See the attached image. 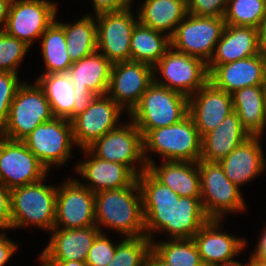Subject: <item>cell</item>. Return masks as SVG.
<instances>
[{
	"instance_id": "cell-8",
	"label": "cell",
	"mask_w": 266,
	"mask_h": 266,
	"mask_svg": "<svg viewBox=\"0 0 266 266\" xmlns=\"http://www.w3.org/2000/svg\"><path fill=\"white\" fill-rule=\"evenodd\" d=\"M225 26L223 17H199L187 13L170 37L171 47L208 64Z\"/></svg>"
},
{
	"instance_id": "cell-15",
	"label": "cell",
	"mask_w": 266,
	"mask_h": 266,
	"mask_svg": "<svg viewBox=\"0 0 266 266\" xmlns=\"http://www.w3.org/2000/svg\"><path fill=\"white\" fill-rule=\"evenodd\" d=\"M57 8L46 0H12L4 32L31 46L55 21Z\"/></svg>"
},
{
	"instance_id": "cell-44",
	"label": "cell",
	"mask_w": 266,
	"mask_h": 266,
	"mask_svg": "<svg viewBox=\"0 0 266 266\" xmlns=\"http://www.w3.org/2000/svg\"><path fill=\"white\" fill-rule=\"evenodd\" d=\"M17 244L7 239L5 234L0 233V266L5 265L11 256H13Z\"/></svg>"
},
{
	"instance_id": "cell-38",
	"label": "cell",
	"mask_w": 266,
	"mask_h": 266,
	"mask_svg": "<svg viewBox=\"0 0 266 266\" xmlns=\"http://www.w3.org/2000/svg\"><path fill=\"white\" fill-rule=\"evenodd\" d=\"M21 84L16 73L0 71V131L7 122L10 106Z\"/></svg>"
},
{
	"instance_id": "cell-36",
	"label": "cell",
	"mask_w": 266,
	"mask_h": 266,
	"mask_svg": "<svg viewBox=\"0 0 266 266\" xmlns=\"http://www.w3.org/2000/svg\"><path fill=\"white\" fill-rule=\"evenodd\" d=\"M107 266H146L152 241L146 236L123 237Z\"/></svg>"
},
{
	"instance_id": "cell-18",
	"label": "cell",
	"mask_w": 266,
	"mask_h": 266,
	"mask_svg": "<svg viewBox=\"0 0 266 266\" xmlns=\"http://www.w3.org/2000/svg\"><path fill=\"white\" fill-rule=\"evenodd\" d=\"M233 112L232 95L210 81L188 98V114L202 137Z\"/></svg>"
},
{
	"instance_id": "cell-24",
	"label": "cell",
	"mask_w": 266,
	"mask_h": 266,
	"mask_svg": "<svg viewBox=\"0 0 266 266\" xmlns=\"http://www.w3.org/2000/svg\"><path fill=\"white\" fill-rule=\"evenodd\" d=\"M249 137L238 114L233 111L215 129L202 136L200 160L219 162Z\"/></svg>"
},
{
	"instance_id": "cell-34",
	"label": "cell",
	"mask_w": 266,
	"mask_h": 266,
	"mask_svg": "<svg viewBox=\"0 0 266 266\" xmlns=\"http://www.w3.org/2000/svg\"><path fill=\"white\" fill-rule=\"evenodd\" d=\"M171 240L161 243L152 241V249L173 266H204L197 245L192 238Z\"/></svg>"
},
{
	"instance_id": "cell-40",
	"label": "cell",
	"mask_w": 266,
	"mask_h": 266,
	"mask_svg": "<svg viewBox=\"0 0 266 266\" xmlns=\"http://www.w3.org/2000/svg\"><path fill=\"white\" fill-rule=\"evenodd\" d=\"M228 0H187V13L199 17H224Z\"/></svg>"
},
{
	"instance_id": "cell-46",
	"label": "cell",
	"mask_w": 266,
	"mask_h": 266,
	"mask_svg": "<svg viewBox=\"0 0 266 266\" xmlns=\"http://www.w3.org/2000/svg\"><path fill=\"white\" fill-rule=\"evenodd\" d=\"M11 2L12 0H0V25L3 26L0 28V32L5 30Z\"/></svg>"
},
{
	"instance_id": "cell-50",
	"label": "cell",
	"mask_w": 266,
	"mask_h": 266,
	"mask_svg": "<svg viewBox=\"0 0 266 266\" xmlns=\"http://www.w3.org/2000/svg\"><path fill=\"white\" fill-rule=\"evenodd\" d=\"M251 266H266V259L261 258H250Z\"/></svg>"
},
{
	"instance_id": "cell-4",
	"label": "cell",
	"mask_w": 266,
	"mask_h": 266,
	"mask_svg": "<svg viewBox=\"0 0 266 266\" xmlns=\"http://www.w3.org/2000/svg\"><path fill=\"white\" fill-rule=\"evenodd\" d=\"M129 115L144 136L151 129L183 120L188 115V97L153 82Z\"/></svg>"
},
{
	"instance_id": "cell-27",
	"label": "cell",
	"mask_w": 266,
	"mask_h": 266,
	"mask_svg": "<svg viewBox=\"0 0 266 266\" xmlns=\"http://www.w3.org/2000/svg\"><path fill=\"white\" fill-rule=\"evenodd\" d=\"M96 50L88 56L74 62L67 74L74 90L92 91L97 95L107 93L112 63Z\"/></svg>"
},
{
	"instance_id": "cell-6",
	"label": "cell",
	"mask_w": 266,
	"mask_h": 266,
	"mask_svg": "<svg viewBox=\"0 0 266 266\" xmlns=\"http://www.w3.org/2000/svg\"><path fill=\"white\" fill-rule=\"evenodd\" d=\"M54 118L43 88L22 83L18 88L0 136L10 140H23L38 125Z\"/></svg>"
},
{
	"instance_id": "cell-12",
	"label": "cell",
	"mask_w": 266,
	"mask_h": 266,
	"mask_svg": "<svg viewBox=\"0 0 266 266\" xmlns=\"http://www.w3.org/2000/svg\"><path fill=\"white\" fill-rule=\"evenodd\" d=\"M47 171L23 141L0 136V183L6 188L43 180Z\"/></svg>"
},
{
	"instance_id": "cell-7",
	"label": "cell",
	"mask_w": 266,
	"mask_h": 266,
	"mask_svg": "<svg viewBox=\"0 0 266 266\" xmlns=\"http://www.w3.org/2000/svg\"><path fill=\"white\" fill-rule=\"evenodd\" d=\"M201 203L209 219L222 220L227 212L245 209L239 187L231 182L218 162L198 161Z\"/></svg>"
},
{
	"instance_id": "cell-3",
	"label": "cell",
	"mask_w": 266,
	"mask_h": 266,
	"mask_svg": "<svg viewBox=\"0 0 266 266\" xmlns=\"http://www.w3.org/2000/svg\"><path fill=\"white\" fill-rule=\"evenodd\" d=\"M201 139L189 114L176 124L151 129L143 136L146 164L153 162L146 151L158 153L165 161L198 162L201 159Z\"/></svg>"
},
{
	"instance_id": "cell-2",
	"label": "cell",
	"mask_w": 266,
	"mask_h": 266,
	"mask_svg": "<svg viewBox=\"0 0 266 266\" xmlns=\"http://www.w3.org/2000/svg\"><path fill=\"white\" fill-rule=\"evenodd\" d=\"M95 222L100 232H103L100 226L104 225L125 237L146 236L142 195L137 180L125 188L95 193Z\"/></svg>"
},
{
	"instance_id": "cell-41",
	"label": "cell",
	"mask_w": 266,
	"mask_h": 266,
	"mask_svg": "<svg viewBox=\"0 0 266 266\" xmlns=\"http://www.w3.org/2000/svg\"><path fill=\"white\" fill-rule=\"evenodd\" d=\"M11 229V192L0 183V229Z\"/></svg>"
},
{
	"instance_id": "cell-26",
	"label": "cell",
	"mask_w": 266,
	"mask_h": 266,
	"mask_svg": "<svg viewBox=\"0 0 266 266\" xmlns=\"http://www.w3.org/2000/svg\"><path fill=\"white\" fill-rule=\"evenodd\" d=\"M258 54L257 28L227 25L207 65H222Z\"/></svg>"
},
{
	"instance_id": "cell-25",
	"label": "cell",
	"mask_w": 266,
	"mask_h": 266,
	"mask_svg": "<svg viewBox=\"0 0 266 266\" xmlns=\"http://www.w3.org/2000/svg\"><path fill=\"white\" fill-rule=\"evenodd\" d=\"M147 170L180 197H201L198 162L164 161L157 167L153 161Z\"/></svg>"
},
{
	"instance_id": "cell-19",
	"label": "cell",
	"mask_w": 266,
	"mask_h": 266,
	"mask_svg": "<svg viewBox=\"0 0 266 266\" xmlns=\"http://www.w3.org/2000/svg\"><path fill=\"white\" fill-rule=\"evenodd\" d=\"M207 69L209 81L229 94L266 83V60L258 54L222 65H207Z\"/></svg>"
},
{
	"instance_id": "cell-30",
	"label": "cell",
	"mask_w": 266,
	"mask_h": 266,
	"mask_svg": "<svg viewBox=\"0 0 266 266\" xmlns=\"http://www.w3.org/2000/svg\"><path fill=\"white\" fill-rule=\"evenodd\" d=\"M138 23L130 44V61L154 66L171 47L170 36ZM164 35V36H163Z\"/></svg>"
},
{
	"instance_id": "cell-49",
	"label": "cell",
	"mask_w": 266,
	"mask_h": 266,
	"mask_svg": "<svg viewBox=\"0 0 266 266\" xmlns=\"http://www.w3.org/2000/svg\"><path fill=\"white\" fill-rule=\"evenodd\" d=\"M56 266H87L86 262L81 261H50Z\"/></svg>"
},
{
	"instance_id": "cell-22",
	"label": "cell",
	"mask_w": 266,
	"mask_h": 266,
	"mask_svg": "<svg viewBox=\"0 0 266 266\" xmlns=\"http://www.w3.org/2000/svg\"><path fill=\"white\" fill-rule=\"evenodd\" d=\"M83 151L89 156L88 161L77 164L76 170L91 182L84 186L92 192L125 188L137 180V176L126 165L97 158L88 149Z\"/></svg>"
},
{
	"instance_id": "cell-9",
	"label": "cell",
	"mask_w": 266,
	"mask_h": 266,
	"mask_svg": "<svg viewBox=\"0 0 266 266\" xmlns=\"http://www.w3.org/2000/svg\"><path fill=\"white\" fill-rule=\"evenodd\" d=\"M153 70L156 84L188 98L209 81L207 64L202 59L178 52L172 47L153 66ZM158 70L165 78L164 81L156 80L155 74Z\"/></svg>"
},
{
	"instance_id": "cell-33",
	"label": "cell",
	"mask_w": 266,
	"mask_h": 266,
	"mask_svg": "<svg viewBox=\"0 0 266 266\" xmlns=\"http://www.w3.org/2000/svg\"><path fill=\"white\" fill-rule=\"evenodd\" d=\"M41 37L43 38L42 53L46 66L44 74L67 73L73 63L67 52L64 28L54 21Z\"/></svg>"
},
{
	"instance_id": "cell-13",
	"label": "cell",
	"mask_w": 266,
	"mask_h": 266,
	"mask_svg": "<svg viewBox=\"0 0 266 266\" xmlns=\"http://www.w3.org/2000/svg\"><path fill=\"white\" fill-rule=\"evenodd\" d=\"M131 7L96 15L97 50L112 64L130 61V44L134 27L139 23Z\"/></svg>"
},
{
	"instance_id": "cell-52",
	"label": "cell",
	"mask_w": 266,
	"mask_h": 266,
	"mask_svg": "<svg viewBox=\"0 0 266 266\" xmlns=\"http://www.w3.org/2000/svg\"><path fill=\"white\" fill-rule=\"evenodd\" d=\"M225 266H243V265L237 261V262H234L231 264H227ZM246 266H251L250 261H249V263L246 264Z\"/></svg>"
},
{
	"instance_id": "cell-14",
	"label": "cell",
	"mask_w": 266,
	"mask_h": 266,
	"mask_svg": "<svg viewBox=\"0 0 266 266\" xmlns=\"http://www.w3.org/2000/svg\"><path fill=\"white\" fill-rule=\"evenodd\" d=\"M75 229L96 226L95 193L79 180L65 181L57 186L54 228Z\"/></svg>"
},
{
	"instance_id": "cell-16",
	"label": "cell",
	"mask_w": 266,
	"mask_h": 266,
	"mask_svg": "<svg viewBox=\"0 0 266 266\" xmlns=\"http://www.w3.org/2000/svg\"><path fill=\"white\" fill-rule=\"evenodd\" d=\"M153 82L154 70L149 64L138 61L114 63L106 94L122 109L126 106L124 109L130 114Z\"/></svg>"
},
{
	"instance_id": "cell-29",
	"label": "cell",
	"mask_w": 266,
	"mask_h": 266,
	"mask_svg": "<svg viewBox=\"0 0 266 266\" xmlns=\"http://www.w3.org/2000/svg\"><path fill=\"white\" fill-rule=\"evenodd\" d=\"M187 15V0H145L141 4L138 22L171 37L177 25Z\"/></svg>"
},
{
	"instance_id": "cell-43",
	"label": "cell",
	"mask_w": 266,
	"mask_h": 266,
	"mask_svg": "<svg viewBox=\"0 0 266 266\" xmlns=\"http://www.w3.org/2000/svg\"><path fill=\"white\" fill-rule=\"evenodd\" d=\"M74 97L73 119L84 112L89 104L97 97V94L92 91L74 90Z\"/></svg>"
},
{
	"instance_id": "cell-51",
	"label": "cell",
	"mask_w": 266,
	"mask_h": 266,
	"mask_svg": "<svg viewBox=\"0 0 266 266\" xmlns=\"http://www.w3.org/2000/svg\"><path fill=\"white\" fill-rule=\"evenodd\" d=\"M39 259L41 260V262L43 264H41V266H56L55 264L51 263L50 261H48L44 256L40 255Z\"/></svg>"
},
{
	"instance_id": "cell-39",
	"label": "cell",
	"mask_w": 266,
	"mask_h": 266,
	"mask_svg": "<svg viewBox=\"0 0 266 266\" xmlns=\"http://www.w3.org/2000/svg\"><path fill=\"white\" fill-rule=\"evenodd\" d=\"M116 247L117 245H114L106 235L100 232L89 249L87 266H107L114 257Z\"/></svg>"
},
{
	"instance_id": "cell-28",
	"label": "cell",
	"mask_w": 266,
	"mask_h": 266,
	"mask_svg": "<svg viewBox=\"0 0 266 266\" xmlns=\"http://www.w3.org/2000/svg\"><path fill=\"white\" fill-rule=\"evenodd\" d=\"M232 95L233 111L250 136H260L266 125L265 85L244 87Z\"/></svg>"
},
{
	"instance_id": "cell-35",
	"label": "cell",
	"mask_w": 266,
	"mask_h": 266,
	"mask_svg": "<svg viewBox=\"0 0 266 266\" xmlns=\"http://www.w3.org/2000/svg\"><path fill=\"white\" fill-rule=\"evenodd\" d=\"M223 18L227 25L257 28L266 19V0H228Z\"/></svg>"
},
{
	"instance_id": "cell-45",
	"label": "cell",
	"mask_w": 266,
	"mask_h": 266,
	"mask_svg": "<svg viewBox=\"0 0 266 266\" xmlns=\"http://www.w3.org/2000/svg\"><path fill=\"white\" fill-rule=\"evenodd\" d=\"M258 55L266 60V19L257 27Z\"/></svg>"
},
{
	"instance_id": "cell-47",
	"label": "cell",
	"mask_w": 266,
	"mask_h": 266,
	"mask_svg": "<svg viewBox=\"0 0 266 266\" xmlns=\"http://www.w3.org/2000/svg\"><path fill=\"white\" fill-rule=\"evenodd\" d=\"M251 258L266 259V228L263 231L258 246L256 247V250L252 254Z\"/></svg>"
},
{
	"instance_id": "cell-21",
	"label": "cell",
	"mask_w": 266,
	"mask_h": 266,
	"mask_svg": "<svg viewBox=\"0 0 266 266\" xmlns=\"http://www.w3.org/2000/svg\"><path fill=\"white\" fill-rule=\"evenodd\" d=\"M52 237L42 256L48 261H81L86 262L89 249L92 247L100 230L96 226L86 228L62 229L53 228Z\"/></svg>"
},
{
	"instance_id": "cell-42",
	"label": "cell",
	"mask_w": 266,
	"mask_h": 266,
	"mask_svg": "<svg viewBox=\"0 0 266 266\" xmlns=\"http://www.w3.org/2000/svg\"><path fill=\"white\" fill-rule=\"evenodd\" d=\"M95 14L121 11L131 6L132 0H92Z\"/></svg>"
},
{
	"instance_id": "cell-11",
	"label": "cell",
	"mask_w": 266,
	"mask_h": 266,
	"mask_svg": "<svg viewBox=\"0 0 266 266\" xmlns=\"http://www.w3.org/2000/svg\"><path fill=\"white\" fill-rule=\"evenodd\" d=\"M22 141L47 170L66 163L75 144L71 122L58 117L38 125Z\"/></svg>"
},
{
	"instance_id": "cell-48",
	"label": "cell",
	"mask_w": 266,
	"mask_h": 266,
	"mask_svg": "<svg viewBox=\"0 0 266 266\" xmlns=\"http://www.w3.org/2000/svg\"><path fill=\"white\" fill-rule=\"evenodd\" d=\"M146 266H173L164 261L153 249L147 256Z\"/></svg>"
},
{
	"instance_id": "cell-31",
	"label": "cell",
	"mask_w": 266,
	"mask_h": 266,
	"mask_svg": "<svg viewBox=\"0 0 266 266\" xmlns=\"http://www.w3.org/2000/svg\"><path fill=\"white\" fill-rule=\"evenodd\" d=\"M43 88L54 117L73 120L74 86L67 73L42 74L37 80Z\"/></svg>"
},
{
	"instance_id": "cell-23",
	"label": "cell",
	"mask_w": 266,
	"mask_h": 266,
	"mask_svg": "<svg viewBox=\"0 0 266 266\" xmlns=\"http://www.w3.org/2000/svg\"><path fill=\"white\" fill-rule=\"evenodd\" d=\"M259 137L250 136L218 163L236 186L247 183L265 169V158Z\"/></svg>"
},
{
	"instance_id": "cell-37",
	"label": "cell",
	"mask_w": 266,
	"mask_h": 266,
	"mask_svg": "<svg viewBox=\"0 0 266 266\" xmlns=\"http://www.w3.org/2000/svg\"><path fill=\"white\" fill-rule=\"evenodd\" d=\"M23 40L0 32V71L16 73V68L29 49Z\"/></svg>"
},
{
	"instance_id": "cell-32",
	"label": "cell",
	"mask_w": 266,
	"mask_h": 266,
	"mask_svg": "<svg viewBox=\"0 0 266 266\" xmlns=\"http://www.w3.org/2000/svg\"><path fill=\"white\" fill-rule=\"evenodd\" d=\"M64 28L67 52L72 63L97 50V27L91 15H85L73 25L58 22Z\"/></svg>"
},
{
	"instance_id": "cell-1",
	"label": "cell",
	"mask_w": 266,
	"mask_h": 266,
	"mask_svg": "<svg viewBox=\"0 0 266 266\" xmlns=\"http://www.w3.org/2000/svg\"><path fill=\"white\" fill-rule=\"evenodd\" d=\"M142 195L145 235L167 231L170 239H191L209 220L201 197H180L147 169L137 176Z\"/></svg>"
},
{
	"instance_id": "cell-5",
	"label": "cell",
	"mask_w": 266,
	"mask_h": 266,
	"mask_svg": "<svg viewBox=\"0 0 266 266\" xmlns=\"http://www.w3.org/2000/svg\"><path fill=\"white\" fill-rule=\"evenodd\" d=\"M40 180L11 189V229L35 225L52 230L56 216L57 188Z\"/></svg>"
},
{
	"instance_id": "cell-10",
	"label": "cell",
	"mask_w": 266,
	"mask_h": 266,
	"mask_svg": "<svg viewBox=\"0 0 266 266\" xmlns=\"http://www.w3.org/2000/svg\"><path fill=\"white\" fill-rule=\"evenodd\" d=\"M87 149L97 158L126 165L136 176L147 169L143 135L132 121L107 132ZM136 161H140L138 169L133 165Z\"/></svg>"
},
{
	"instance_id": "cell-17",
	"label": "cell",
	"mask_w": 266,
	"mask_h": 266,
	"mask_svg": "<svg viewBox=\"0 0 266 266\" xmlns=\"http://www.w3.org/2000/svg\"><path fill=\"white\" fill-rule=\"evenodd\" d=\"M122 111L107 94L97 95L84 112L71 121L75 144L87 149L107 132L117 128Z\"/></svg>"
},
{
	"instance_id": "cell-20",
	"label": "cell",
	"mask_w": 266,
	"mask_h": 266,
	"mask_svg": "<svg viewBox=\"0 0 266 266\" xmlns=\"http://www.w3.org/2000/svg\"><path fill=\"white\" fill-rule=\"evenodd\" d=\"M221 221L209 219L192 238L204 266H225L237 262L232 260L233 257L246 246L244 239L218 231Z\"/></svg>"
}]
</instances>
